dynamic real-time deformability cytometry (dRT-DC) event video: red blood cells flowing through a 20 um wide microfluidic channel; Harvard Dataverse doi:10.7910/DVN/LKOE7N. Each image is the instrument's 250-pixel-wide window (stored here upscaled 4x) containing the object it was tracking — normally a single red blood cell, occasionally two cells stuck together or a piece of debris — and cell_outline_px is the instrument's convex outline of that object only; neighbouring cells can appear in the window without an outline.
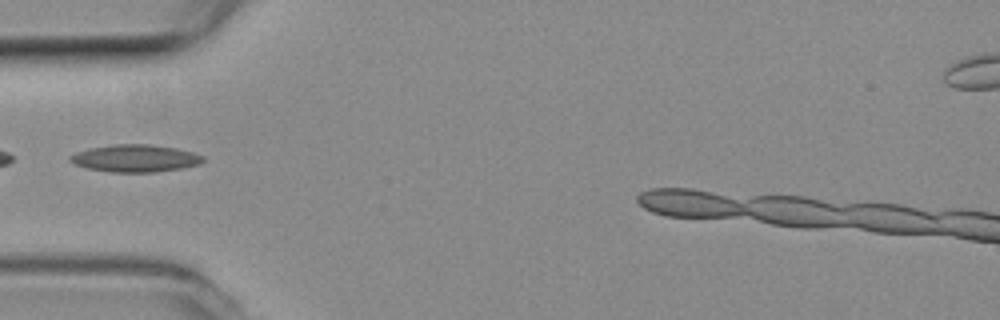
{"species": "common noctule bat (a hibernating species)", "species_latin": "Nyctalus noctula", "temperature_condition": "room temperature", "stored_images_in_passage": 3, "segment_of_instrument_passage": [1, 2], "camera_frame_rate_fps": 3000, "um_per_image_px": 0.085, "animal": {"sex": "female", "body_mass_g": 19.3, "forearm_length_mm": 54.1}, "frame": {"image": 1, "passage_image": 1, "time_ms": 0.0, "image_size_px": [1000, 320], "cell_outline_px": [[204, 160], [200, 164], [180, 168], [156, 172], [112, 172], [88, 168], [76, 164], [68, 160], [68, 156], [76, 152], [92, 148], [112, 144], [148, 144], [176, 148], [192, 152], [204, 156]], "centroid_in_image_um": [11.5, 13.45], "position_along_channel_um": 73.5, "area_um2": 21.04}}
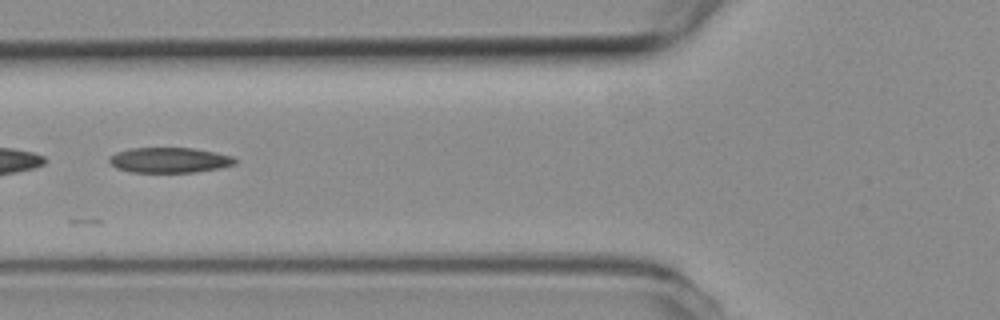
{"frame": {"image": 2, "passage_image": 2, "time_ms": 0.333, "image_size_px": [1000, 320], "cell_outline_px": [[236, 164], [220, 168], [196, 172], [128, 172], [116, 168], [108, 160], [116, 152], [132, 148], [192, 148], [232, 156], [236, 160]], "centroid_in_image_um": [14.4, 13.62], "position_along_channel_um": 111.4, "area_um2": 18.38}}